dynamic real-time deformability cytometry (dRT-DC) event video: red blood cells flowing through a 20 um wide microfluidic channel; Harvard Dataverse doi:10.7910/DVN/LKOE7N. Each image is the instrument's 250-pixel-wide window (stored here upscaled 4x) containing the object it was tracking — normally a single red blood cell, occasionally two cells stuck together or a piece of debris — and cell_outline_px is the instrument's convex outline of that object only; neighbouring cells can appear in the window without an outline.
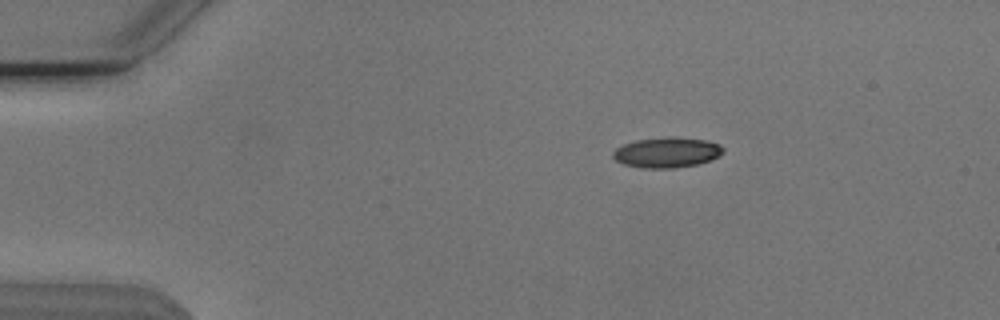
{"species": "Egyptian fruit bat (a non-hibernating species)", "species_latin": "Rousettus aegyptiacus", "temperature_condition": "cold", "stored_images_in_passage": 45, "camera_frame_rate_fps": 3000, "um_per_image_px": 0.085, "animal": {"sex": "male"}, "frame": {"image": 1, "passage_image": 1, "time_ms": 0.0, "image_size_px": [1000, 320], "cell_outline_px": [[724, 152], [720, 156], [712, 160], [700, 164], [676, 168], [640, 168], [624, 164], [616, 160], [612, 156], [612, 152], [616, 148], [624, 144], [636, 140], [672, 136], [676, 136], [704, 140], [720, 144], [724, 148]], "centroid_in_image_um": [56.72, 12.96], "position_along_channel_um": 28.3, "area_um2": 19.77}}
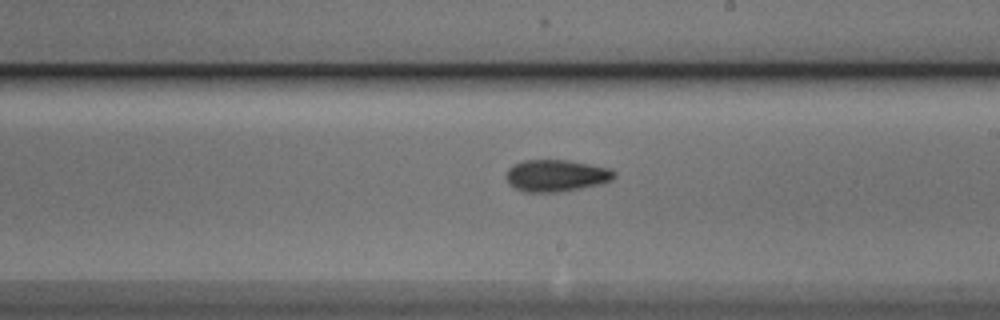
{"frame": {"image": 2, "passage_image": 23, "time_ms": 7.333, "image_size_px": [1000, 320], "cell_outline_px": [[616, 176], [612, 180], [600, 184], [560, 192], [524, 192], [508, 184], [504, 176], [508, 168], [512, 164], [524, 160], [568, 160], [612, 168], [616, 172]], "centroid_in_image_um": [47.26, 14.92], "position_along_channel_um": 241.7, "area_um2": 20.4}}
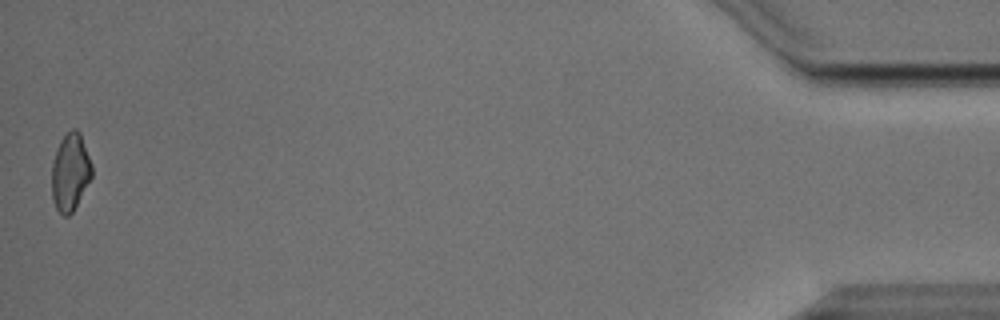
{"frame": {"image": 3, "passage_image": 45, "time_ms": 14.667, "image_size_px": [1000, 320], "cell_outline_px": [[92, 176], [72, 212], [68, 216], [64, 216], [56, 208], [52, 200], [52, 164], [56, 148], [60, 140], [72, 128], [76, 128], [80, 132], [92, 164]], "centroid_in_image_um": [5.96, 14.61], "position_along_channel_um": 429.2, "area_um2": 18.03}, "authors_computed_cell_mechanics": {"area_um2": 19.3052, "velocity_mm_per_s": 3.8238, "shape_relaxation_time_tau1_ms": 4.7211, "shape_relaxation_time_tau2_ms": 4.18, "deformation_change_tau1": 0.1455, "deformation_change_tau2": 0.1163}}